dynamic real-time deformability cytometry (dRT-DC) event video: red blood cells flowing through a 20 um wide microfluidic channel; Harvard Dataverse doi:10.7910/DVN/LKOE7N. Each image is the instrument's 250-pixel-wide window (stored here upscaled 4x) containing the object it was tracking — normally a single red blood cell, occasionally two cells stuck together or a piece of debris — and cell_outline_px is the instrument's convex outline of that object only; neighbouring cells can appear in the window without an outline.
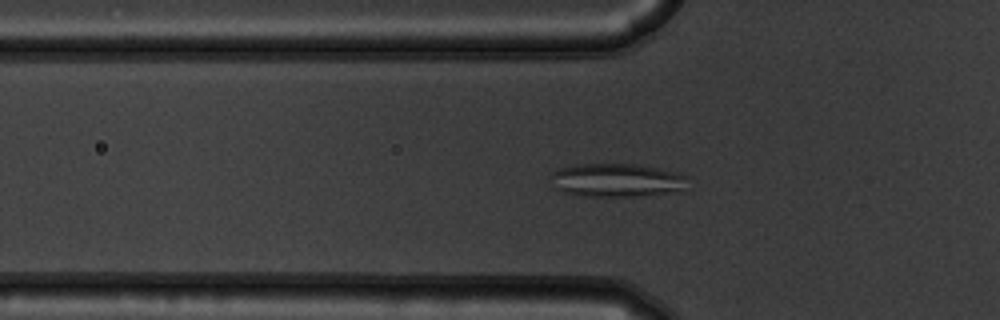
{"species": "common noctule bat (a hibernating species)", "species_latin": "Nyctalus noctula", "temperature_condition": "warm", "stored_images_in_passage": 54, "camera_frame_rate_fps": 3000, "um_per_image_px": 0.085, "animal": {"sex": "male", "body_mass_g": 19.5, "forearm_length_mm": 54.6}, "frame": {"image": 1, "passage_image": 18, "time_ms": 5.667, "image_size_px": [1000, 320], "cell_outline_px": [[684, 176], [680, 192], [632, 196], [584, 196], [560, 192], [552, 188], [552, 172], [560, 168], [572, 164], [636, 164], [656, 168], [672, 172]], "centroid_in_image_um": [52.28, 15.32], "position_along_channel_um": 73.5, "area_um2": 26.41}}
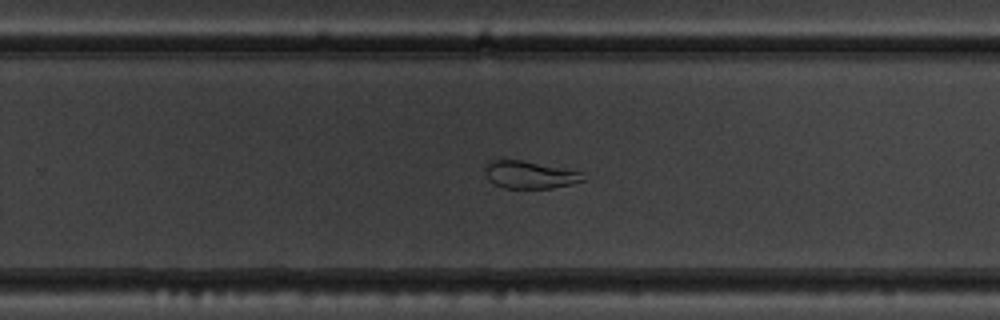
{"frame": {"image": 2, "passage_image": 35, "time_ms": 11.333, "image_size_px": [1000, 320], "cell_outline_px": [[588, 180], [572, 184], [552, 188], [504, 188], [488, 180], [484, 172], [484, 168], [488, 160], [520, 160], [580, 172]], "centroid_in_image_um": [45.0, 14.86], "position_along_channel_um": 284.8, "area_um2": 15.61}}
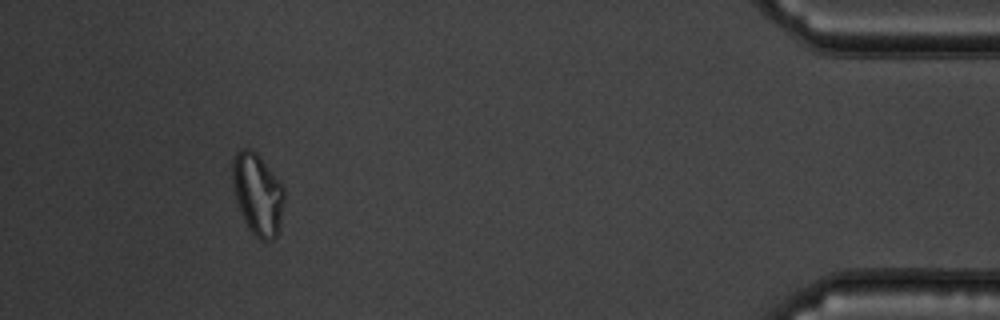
{"frame": {"image": 3, "passage_image": 50, "time_ms": 16.333, "image_size_px": [1000, 320], "cell_outline_px": [[284, 200], [280, 224], [276, 236], [272, 240], [260, 240], [248, 228], [240, 212], [236, 200], [232, 184], [232, 160], [236, 152], [240, 148], [248, 148], [256, 152], [260, 156], [276, 176], [284, 188]], "centroid_in_image_um": [21.88, 16.48], "position_along_channel_um": 413.3, "area_um2": 24.74}}